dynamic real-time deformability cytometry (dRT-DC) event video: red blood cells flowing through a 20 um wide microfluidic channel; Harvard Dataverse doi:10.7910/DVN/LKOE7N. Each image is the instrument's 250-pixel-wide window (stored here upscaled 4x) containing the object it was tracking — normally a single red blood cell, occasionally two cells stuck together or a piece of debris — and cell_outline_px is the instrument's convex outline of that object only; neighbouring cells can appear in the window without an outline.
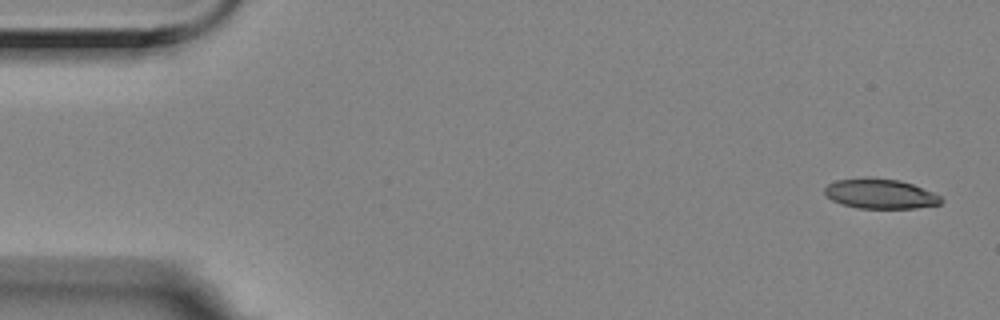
{"species": "Egyptian fruit bat (a non-hibernating species)", "species_latin": "Rousettus aegyptiacus", "temperature_condition": "room temperature", "stored_images_in_passage": 6, "camera_frame_rate_fps": 3000, "um_per_image_px": 0.085, "animal": {"sex": "female"}, "frame": {"image": 1, "passage_image": 1, "time_ms": 0.0, "image_size_px": [1000, 320], "cell_outline_px": [[944, 200], [940, 204], [916, 208], [856, 208], [832, 200], [824, 192], [824, 188], [828, 184], [836, 180], [900, 180], [912, 184], [932, 192], [940, 196]], "centroid_in_image_um": [74.86, 16.51], "position_along_channel_um": 10.1, "area_um2": 19.42}}
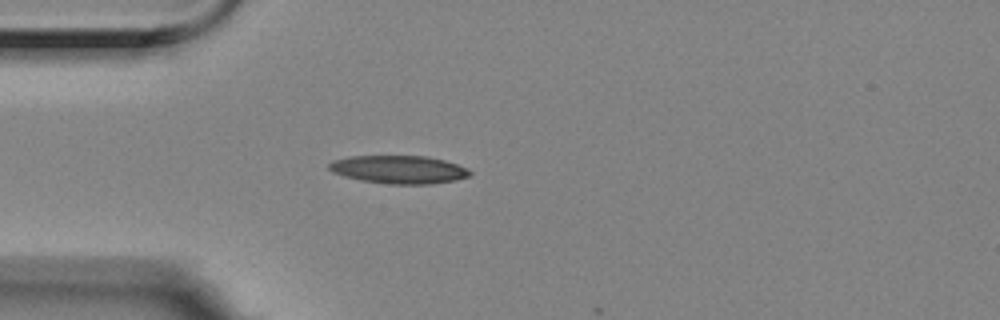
{"frame": {"image": 2, "passage_image": 5, "time_ms": 1.333, "image_size_px": [1000, 320], "cell_outline_px": [[472, 176], [456, 180], [432, 184], [388, 184], [360, 180], [344, 176], [332, 172], [328, 168], [328, 164], [336, 160], [352, 156], [428, 156], [444, 160], [468, 168], [472, 172]], "centroid_in_image_um": [33.95, 14.42], "position_along_channel_um": 51.0, "area_um2": 23.12}}